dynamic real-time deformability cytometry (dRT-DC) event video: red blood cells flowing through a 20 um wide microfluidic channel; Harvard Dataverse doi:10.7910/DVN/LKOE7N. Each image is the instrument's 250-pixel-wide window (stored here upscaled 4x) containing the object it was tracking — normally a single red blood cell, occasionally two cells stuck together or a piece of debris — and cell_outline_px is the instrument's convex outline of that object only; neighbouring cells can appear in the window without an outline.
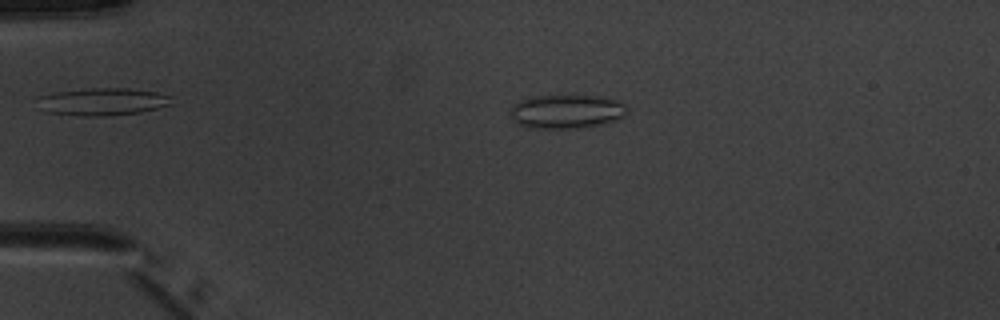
{"species": "common noctule bat (a hibernating species)", "species_latin": "Nyctalus noctula", "temperature_condition": "warm", "stored_images_in_passage": 3, "camera_frame_rate_fps": 3000, "um_per_image_px": 0.085, "animal": {"sex": "male", "body_mass_g": 20.1, "forearm_length_mm": 53.5}, "frame": {"image": 1, "passage_image": 1, "time_ms": 0.0, "image_size_px": [1000, 320], "cell_outline_px": [[628, 108], [624, 116], [604, 124], [580, 128], [532, 128], [520, 124], [512, 120], [508, 116], [508, 108], [512, 104], [528, 96], [600, 96], [620, 100]], "centroid_in_image_um": [48.11, 9.47], "position_along_channel_um": 36.9, "area_um2": 23.47}}
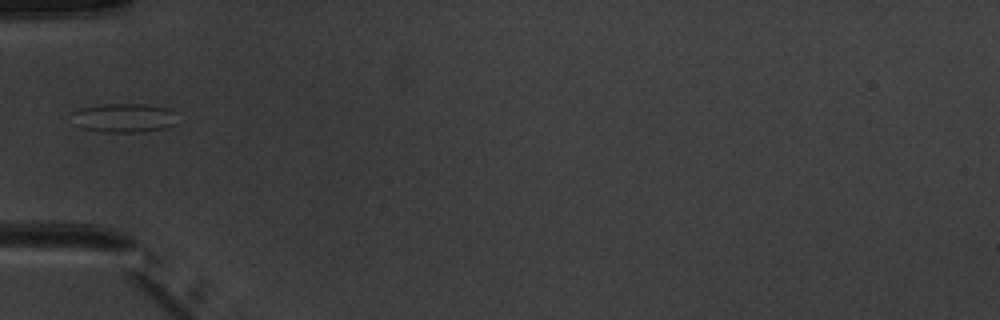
{"frame": {"image": 2, "passage_image": 3, "time_ms": 2.0, "image_size_px": [1000, 320], "cell_outline_px": [[176, 124], [164, 128], [140, 132], [100, 132], [80, 128], [72, 112], [80, 108], [104, 104], [144, 104], [168, 108], [176, 112]], "centroid_in_image_um": [10.58, 10.02], "position_along_channel_um": 74.4, "area_um2": 17.8}}